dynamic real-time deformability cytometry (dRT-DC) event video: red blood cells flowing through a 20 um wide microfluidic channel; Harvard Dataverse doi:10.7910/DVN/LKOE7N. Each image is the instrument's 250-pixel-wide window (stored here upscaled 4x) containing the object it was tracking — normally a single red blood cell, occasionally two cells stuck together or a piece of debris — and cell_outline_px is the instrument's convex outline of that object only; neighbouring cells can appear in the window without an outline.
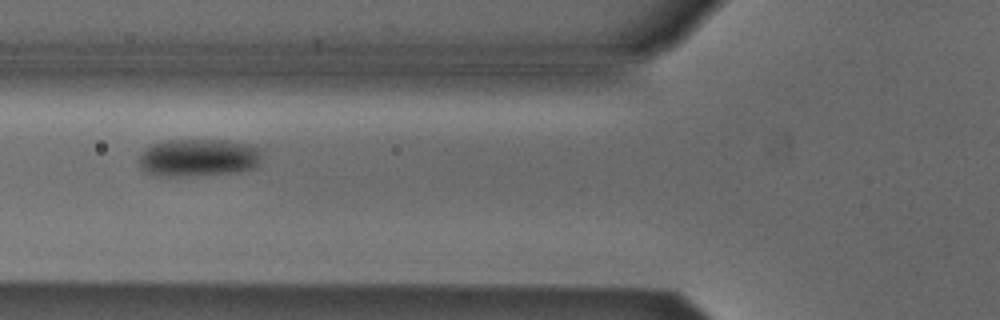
{"species": "Egyptian fruit bat (a non-hibernating species)", "species_latin": "Rousettus aegyptiacus", "temperature_condition": "cold", "stored_images_in_passage": 9, "camera_frame_rate_fps": 3000, "um_per_image_px": 0.085, "animal": {"sex": "male"}, "frame": {"image": 1, "passage_image": 6, "time_ms": 1.667, "image_size_px": [1000, 320], "cell_outline_px": [[264, 152], [260, 160], [252, 168], [240, 172], [176, 176], [172, 176], [148, 172], [140, 168], [140, 156], [152, 144], [164, 140], [228, 140], [248, 144], [260, 148]], "centroid_in_image_um": [16.94, 13.38], "position_along_channel_um": 108.9, "area_um2": 26.7}}
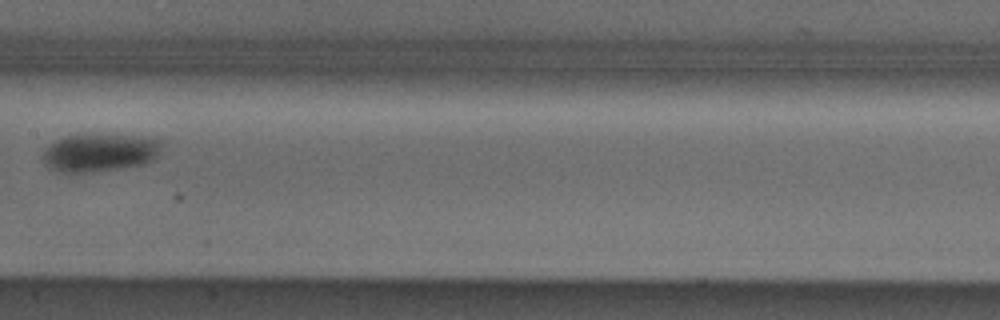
{"frame": {"image": 2, "passage_image": 8, "time_ms": 2.333, "image_size_px": [1000, 320], "cell_outline_px": [[168, 140], [160, 152], [152, 160], [144, 164], [92, 172], [60, 172], [48, 168], [44, 164], [44, 148], [48, 144], [56, 140], [68, 136], [96, 132], [148, 136]], "centroid_in_image_um": [8.56, 12.91], "position_along_channel_um": 198.8, "area_um2": 27.46}}
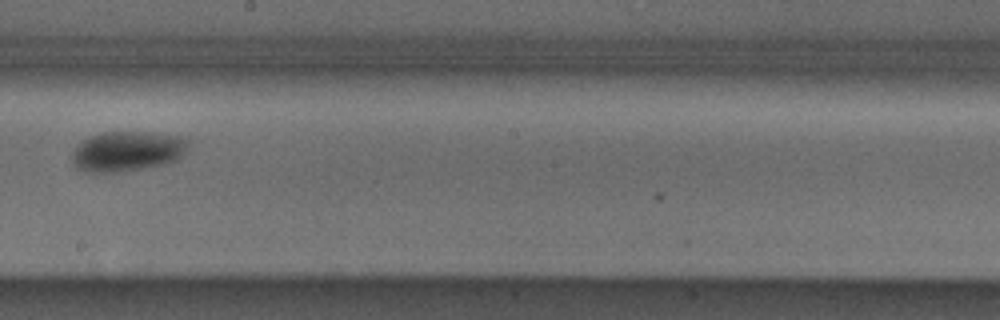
{"frame": {"image": 3, "passage_image": 9, "time_ms": 2.667, "image_size_px": [1000, 320], "cell_outline_px": [[192, 140], [188, 148], [176, 160], [144, 168], [112, 172], [88, 172], [76, 168], [72, 164], [72, 152], [88, 136], [100, 132], [152, 132], [180, 136]], "centroid_in_image_um": [10.82, 12.83], "position_along_channel_um": 237.4, "area_um2": 27.17}}